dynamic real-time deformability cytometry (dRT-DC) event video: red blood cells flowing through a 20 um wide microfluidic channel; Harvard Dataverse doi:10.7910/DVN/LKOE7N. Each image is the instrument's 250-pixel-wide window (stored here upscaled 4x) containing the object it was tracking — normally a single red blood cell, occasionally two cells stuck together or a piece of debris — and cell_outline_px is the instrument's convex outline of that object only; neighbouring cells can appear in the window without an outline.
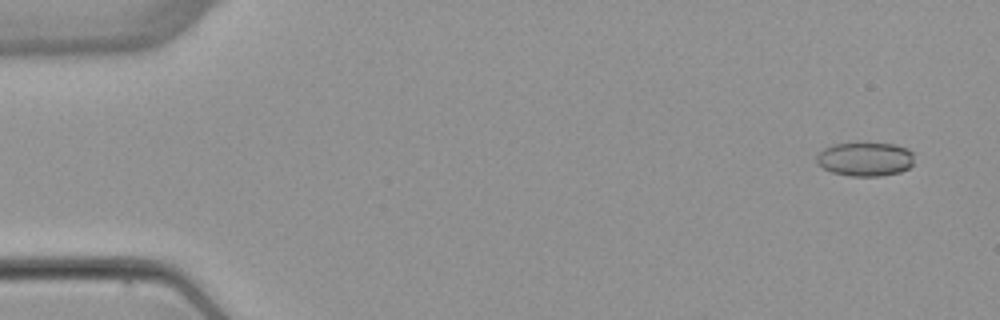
{"species": "common noctule bat (a hibernating species)", "species_latin": "Nyctalus noctula", "temperature_condition": "warm", "stored_images_in_passage": 8, "camera_frame_rate_fps": 3000, "um_per_image_px": 0.085, "animal": {"sex": "female", "body_mass_g": 22.7, "forearm_length_mm": 54.2}, "frame": {"image": 1, "passage_image": 1, "time_ms": 0.0, "image_size_px": [1000, 320], "cell_outline_px": [[912, 164], [908, 168], [900, 172], [880, 176], [848, 176], [832, 172], [824, 168], [816, 160], [816, 156], [824, 148], [832, 144], [892, 144], [908, 148], [912, 152]], "centroid_in_image_um": [73.54, 13.54], "position_along_channel_um": 11.5, "area_um2": 19.02}}
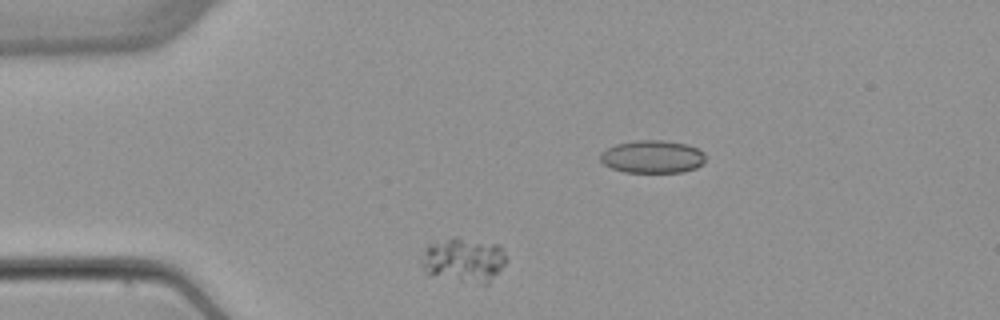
{"frame": {"image": 2, "passage_image": 3, "time_ms": 2.333, "image_size_px": [1000, 320], "cell_outline_px": [[508, 260], [488, 284], [484, 284], [428, 276], [424, 272], [420, 264], [420, 260], [428, 244], [432, 240], [456, 236], [500, 244], [504, 248]], "centroid_in_image_um": [39.39, 22.07], "position_along_channel_um": 45.6, "area_um2": 22.89}}